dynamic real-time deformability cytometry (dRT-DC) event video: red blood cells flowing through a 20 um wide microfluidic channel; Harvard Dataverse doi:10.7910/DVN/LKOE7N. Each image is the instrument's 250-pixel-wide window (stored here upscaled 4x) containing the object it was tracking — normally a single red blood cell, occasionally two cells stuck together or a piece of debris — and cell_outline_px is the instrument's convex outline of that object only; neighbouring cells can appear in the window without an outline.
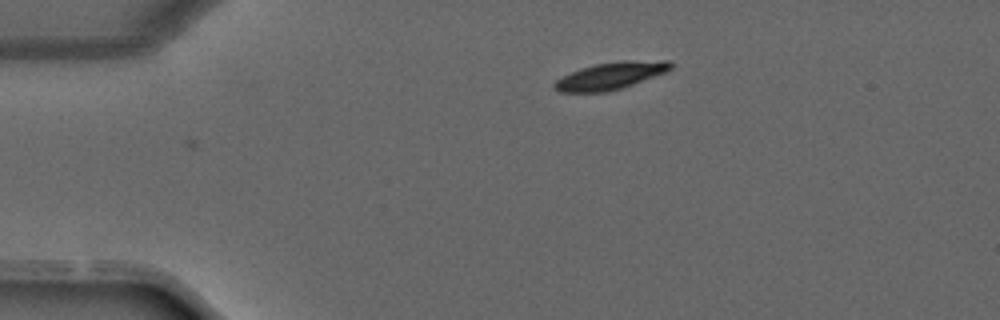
{"species": "common noctule bat (a hibernating species)", "species_latin": "Nyctalus noctula", "temperature_condition": "warm", "stored_images_in_passage": 5, "camera_frame_rate_fps": 3000, "um_per_image_px": 0.085, "animal": {"sex": "male", "forearm_length_mm": 52.5}, "frame": {"image": 1, "passage_image": 5, "time_ms": 1.333, "image_size_px": [1000, 320], "cell_outline_px": [[672, 68], [664, 72], [624, 88], [608, 92], [560, 92], [552, 88], [552, 84], [556, 80], [580, 68], [596, 64], [620, 60], [668, 60], [672, 64]], "centroid_in_image_um": [51.89, 6.44], "position_along_channel_um": 33.1, "area_um2": 18.5}}